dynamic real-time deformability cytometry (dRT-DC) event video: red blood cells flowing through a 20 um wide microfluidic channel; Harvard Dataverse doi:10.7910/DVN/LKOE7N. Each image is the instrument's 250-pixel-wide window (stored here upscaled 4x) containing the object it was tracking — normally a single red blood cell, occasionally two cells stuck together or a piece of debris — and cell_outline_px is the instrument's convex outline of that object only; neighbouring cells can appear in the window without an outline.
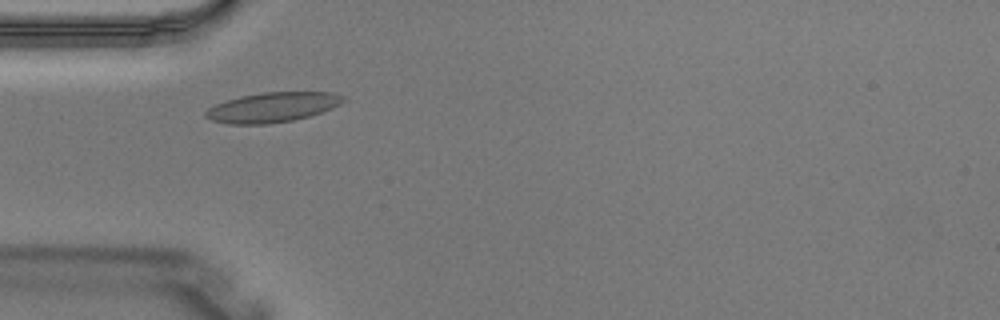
{"species": "Egyptian fruit bat (a non-hibernating species)", "species_latin": "Rousettus aegyptiacus", "temperature_condition": "warm", "stored_images_in_passage": 5, "camera_frame_rate_fps": 3000, "um_per_image_px": 0.085, "animal": {"sex": "male"}, "frame": {"image": 1, "passage_image": 4, "time_ms": 1.0, "image_size_px": [1000, 320], "cell_outline_px": [[344, 100], [340, 104], [332, 108], [308, 116], [292, 120], [268, 124], [228, 124], [212, 120], [204, 116], [204, 112], [208, 108], [216, 104], [240, 96], [260, 92], [332, 92], [344, 96]], "centroid_in_image_um": [23.13, 9.11], "position_along_channel_um": 61.9, "area_um2": 23.81}}